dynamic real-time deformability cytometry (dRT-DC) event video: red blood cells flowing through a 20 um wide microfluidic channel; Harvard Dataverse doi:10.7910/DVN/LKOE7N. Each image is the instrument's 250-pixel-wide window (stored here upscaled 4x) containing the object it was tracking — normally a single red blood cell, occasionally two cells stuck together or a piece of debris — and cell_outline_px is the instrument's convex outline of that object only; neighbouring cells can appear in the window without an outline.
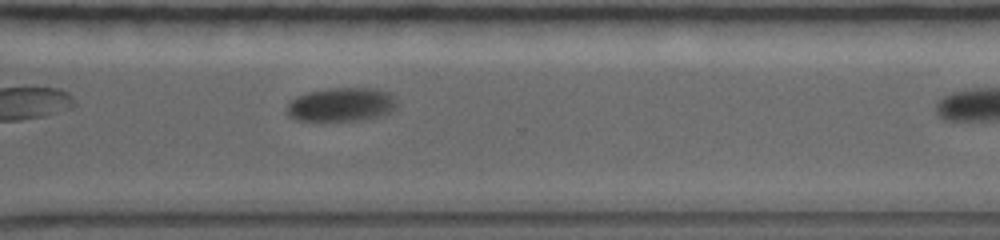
{"species": "common noctule bat (a hibernating species)", "species_latin": "Nyctalus noctula", "temperature_condition": "warm", "stored_images_in_passage": 11, "camera_frame_rate_fps": 5000, "um_per_image_px": 0.085, "animal": {"sex": "female", "body_mass_g": 19.0, "forearm_length_mm": 56.7}, "frame": {"image": 1, "passage_image": 8, "time_ms": 8.2, "image_size_px": [1000, 240], "cell_outline_px": [[396, 104], [384, 116], [360, 120], [296, 120], [288, 116], [288, 104], [296, 96], [308, 92], [332, 88], [376, 88], [388, 92], [396, 100]], "centroid_in_image_um": [29.01, 8.88], "position_along_channel_um": 341.6, "area_um2": 21.44}}